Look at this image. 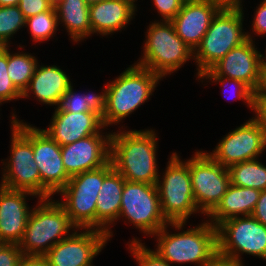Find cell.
I'll return each mask as SVG.
<instances>
[{
  "label": "cell",
  "mask_w": 266,
  "mask_h": 266,
  "mask_svg": "<svg viewBox=\"0 0 266 266\" xmlns=\"http://www.w3.org/2000/svg\"><path fill=\"white\" fill-rule=\"evenodd\" d=\"M199 79H209L210 81L212 80V82H217L221 83V86L223 88L226 87V85L229 84V82L231 84H234L235 87V91H236V98H239L240 100L242 99V101L244 100V102L246 104H248L247 106L249 108H251V110H253L254 107V91L244 82L240 81V80H236V79H230V78H226L223 76H200ZM230 85V84H229ZM237 89V90H236Z\"/></svg>",
  "instance_id": "obj_33"
},
{
  "label": "cell",
  "mask_w": 266,
  "mask_h": 266,
  "mask_svg": "<svg viewBox=\"0 0 266 266\" xmlns=\"http://www.w3.org/2000/svg\"><path fill=\"white\" fill-rule=\"evenodd\" d=\"M10 158L4 165L1 186L33 193L41 199V176L34 161L33 126L11 116ZM28 124V125H27Z\"/></svg>",
  "instance_id": "obj_6"
},
{
  "label": "cell",
  "mask_w": 266,
  "mask_h": 266,
  "mask_svg": "<svg viewBox=\"0 0 266 266\" xmlns=\"http://www.w3.org/2000/svg\"><path fill=\"white\" fill-rule=\"evenodd\" d=\"M217 244L218 257L242 266L244 253L266 260V226L252 216L227 219L217 226Z\"/></svg>",
  "instance_id": "obj_9"
},
{
  "label": "cell",
  "mask_w": 266,
  "mask_h": 266,
  "mask_svg": "<svg viewBox=\"0 0 266 266\" xmlns=\"http://www.w3.org/2000/svg\"><path fill=\"white\" fill-rule=\"evenodd\" d=\"M186 223H168L155 233L156 252L171 264L194 263L197 266L211 264L218 257L217 227L208 222L198 224L186 231L167 232V227L182 230Z\"/></svg>",
  "instance_id": "obj_2"
},
{
  "label": "cell",
  "mask_w": 266,
  "mask_h": 266,
  "mask_svg": "<svg viewBox=\"0 0 266 266\" xmlns=\"http://www.w3.org/2000/svg\"><path fill=\"white\" fill-rule=\"evenodd\" d=\"M18 6L26 19L52 7L49 0H19Z\"/></svg>",
  "instance_id": "obj_36"
},
{
  "label": "cell",
  "mask_w": 266,
  "mask_h": 266,
  "mask_svg": "<svg viewBox=\"0 0 266 266\" xmlns=\"http://www.w3.org/2000/svg\"><path fill=\"white\" fill-rule=\"evenodd\" d=\"M162 77L149 69L131 65L120 76L106 84L104 127L122 121L153 95Z\"/></svg>",
  "instance_id": "obj_3"
},
{
  "label": "cell",
  "mask_w": 266,
  "mask_h": 266,
  "mask_svg": "<svg viewBox=\"0 0 266 266\" xmlns=\"http://www.w3.org/2000/svg\"><path fill=\"white\" fill-rule=\"evenodd\" d=\"M31 192L8 189L0 185V243H16L22 240L32 209L26 198Z\"/></svg>",
  "instance_id": "obj_19"
},
{
  "label": "cell",
  "mask_w": 266,
  "mask_h": 266,
  "mask_svg": "<svg viewBox=\"0 0 266 266\" xmlns=\"http://www.w3.org/2000/svg\"><path fill=\"white\" fill-rule=\"evenodd\" d=\"M258 58H259V66H260L261 72L264 75L266 73V50H265V56L264 54H261L260 51H258Z\"/></svg>",
  "instance_id": "obj_43"
},
{
  "label": "cell",
  "mask_w": 266,
  "mask_h": 266,
  "mask_svg": "<svg viewBox=\"0 0 266 266\" xmlns=\"http://www.w3.org/2000/svg\"><path fill=\"white\" fill-rule=\"evenodd\" d=\"M100 94L83 93L79 94L73 90L71 85L67 92L62 96L61 101L56 109H64L67 112H94L101 118L106 112V85Z\"/></svg>",
  "instance_id": "obj_26"
},
{
  "label": "cell",
  "mask_w": 266,
  "mask_h": 266,
  "mask_svg": "<svg viewBox=\"0 0 266 266\" xmlns=\"http://www.w3.org/2000/svg\"><path fill=\"white\" fill-rule=\"evenodd\" d=\"M189 173L197 208L208 216L231 185L229 171L205 151H196L189 159Z\"/></svg>",
  "instance_id": "obj_12"
},
{
  "label": "cell",
  "mask_w": 266,
  "mask_h": 266,
  "mask_svg": "<svg viewBox=\"0 0 266 266\" xmlns=\"http://www.w3.org/2000/svg\"><path fill=\"white\" fill-rule=\"evenodd\" d=\"M185 0H153V3L161 15V21H171L181 10Z\"/></svg>",
  "instance_id": "obj_35"
},
{
  "label": "cell",
  "mask_w": 266,
  "mask_h": 266,
  "mask_svg": "<svg viewBox=\"0 0 266 266\" xmlns=\"http://www.w3.org/2000/svg\"><path fill=\"white\" fill-rule=\"evenodd\" d=\"M75 230L55 244L44 256L49 266H93V259L109 241L106 233L94 229Z\"/></svg>",
  "instance_id": "obj_14"
},
{
  "label": "cell",
  "mask_w": 266,
  "mask_h": 266,
  "mask_svg": "<svg viewBox=\"0 0 266 266\" xmlns=\"http://www.w3.org/2000/svg\"><path fill=\"white\" fill-rule=\"evenodd\" d=\"M243 11V7H222L211 20L209 29L194 51L198 79L230 50L253 38L243 29Z\"/></svg>",
  "instance_id": "obj_4"
},
{
  "label": "cell",
  "mask_w": 266,
  "mask_h": 266,
  "mask_svg": "<svg viewBox=\"0 0 266 266\" xmlns=\"http://www.w3.org/2000/svg\"><path fill=\"white\" fill-rule=\"evenodd\" d=\"M266 148L265 128L254 118L226 134L212 152L206 153L228 168L230 165L259 159Z\"/></svg>",
  "instance_id": "obj_13"
},
{
  "label": "cell",
  "mask_w": 266,
  "mask_h": 266,
  "mask_svg": "<svg viewBox=\"0 0 266 266\" xmlns=\"http://www.w3.org/2000/svg\"><path fill=\"white\" fill-rule=\"evenodd\" d=\"M206 266H242L240 264H237L233 261L225 260L220 257H217L211 264H208Z\"/></svg>",
  "instance_id": "obj_42"
},
{
  "label": "cell",
  "mask_w": 266,
  "mask_h": 266,
  "mask_svg": "<svg viewBox=\"0 0 266 266\" xmlns=\"http://www.w3.org/2000/svg\"><path fill=\"white\" fill-rule=\"evenodd\" d=\"M157 21L149 24L143 57L135 64L163 78L194 59V51L176 34L171 21Z\"/></svg>",
  "instance_id": "obj_7"
},
{
  "label": "cell",
  "mask_w": 266,
  "mask_h": 266,
  "mask_svg": "<svg viewBox=\"0 0 266 266\" xmlns=\"http://www.w3.org/2000/svg\"><path fill=\"white\" fill-rule=\"evenodd\" d=\"M137 5L131 0H102L89 5L92 34L110 35L130 24Z\"/></svg>",
  "instance_id": "obj_23"
},
{
  "label": "cell",
  "mask_w": 266,
  "mask_h": 266,
  "mask_svg": "<svg viewBox=\"0 0 266 266\" xmlns=\"http://www.w3.org/2000/svg\"><path fill=\"white\" fill-rule=\"evenodd\" d=\"M55 9L58 24L65 26L75 43L91 36L89 5L85 0H62Z\"/></svg>",
  "instance_id": "obj_25"
},
{
  "label": "cell",
  "mask_w": 266,
  "mask_h": 266,
  "mask_svg": "<svg viewBox=\"0 0 266 266\" xmlns=\"http://www.w3.org/2000/svg\"><path fill=\"white\" fill-rule=\"evenodd\" d=\"M162 180L157 181L162 215L168 223H187L191 214L200 213L192 191L189 160L172 153Z\"/></svg>",
  "instance_id": "obj_8"
},
{
  "label": "cell",
  "mask_w": 266,
  "mask_h": 266,
  "mask_svg": "<svg viewBox=\"0 0 266 266\" xmlns=\"http://www.w3.org/2000/svg\"><path fill=\"white\" fill-rule=\"evenodd\" d=\"M37 65L38 60L34 55L20 51L14 54L7 46L8 76L21 93L28 87Z\"/></svg>",
  "instance_id": "obj_28"
},
{
  "label": "cell",
  "mask_w": 266,
  "mask_h": 266,
  "mask_svg": "<svg viewBox=\"0 0 266 266\" xmlns=\"http://www.w3.org/2000/svg\"><path fill=\"white\" fill-rule=\"evenodd\" d=\"M227 169L231 184L260 191L266 190V166L258 159L236 163Z\"/></svg>",
  "instance_id": "obj_27"
},
{
  "label": "cell",
  "mask_w": 266,
  "mask_h": 266,
  "mask_svg": "<svg viewBox=\"0 0 266 266\" xmlns=\"http://www.w3.org/2000/svg\"><path fill=\"white\" fill-rule=\"evenodd\" d=\"M18 4H19V0H0V7L16 6Z\"/></svg>",
  "instance_id": "obj_44"
},
{
  "label": "cell",
  "mask_w": 266,
  "mask_h": 266,
  "mask_svg": "<svg viewBox=\"0 0 266 266\" xmlns=\"http://www.w3.org/2000/svg\"><path fill=\"white\" fill-rule=\"evenodd\" d=\"M129 244L130 253L136 259L138 266H171L161 258L154 250L146 248L141 240L134 238Z\"/></svg>",
  "instance_id": "obj_32"
},
{
  "label": "cell",
  "mask_w": 266,
  "mask_h": 266,
  "mask_svg": "<svg viewBox=\"0 0 266 266\" xmlns=\"http://www.w3.org/2000/svg\"><path fill=\"white\" fill-rule=\"evenodd\" d=\"M262 87L266 90V73L263 75V85Z\"/></svg>",
  "instance_id": "obj_47"
},
{
  "label": "cell",
  "mask_w": 266,
  "mask_h": 266,
  "mask_svg": "<svg viewBox=\"0 0 266 266\" xmlns=\"http://www.w3.org/2000/svg\"><path fill=\"white\" fill-rule=\"evenodd\" d=\"M121 217L152 237L168 224L162 215L157 185L125 180L119 219Z\"/></svg>",
  "instance_id": "obj_11"
},
{
  "label": "cell",
  "mask_w": 266,
  "mask_h": 266,
  "mask_svg": "<svg viewBox=\"0 0 266 266\" xmlns=\"http://www.w3.org/2000/svg\"><path fill=\"white\" fill-rule=\"evenodd\" d=\"M221 8L211 0H185L179 13L171 20L176 34L195 51Z\"/></svg>",
  "instance_id": "obj_18"
},
{
  "label": "cell",
  "mask_w": 266,
  "mask_h": 266,
  "mask_svg": "<svg viewBox=\"0 0 266 266\" xmlns=\"http://www.w3.org/2000/svg\"><path fill=\"white\" fill-rule=\"evenodd\" d=\"M28 218L19 248L24 255L44 256L77 228L57 200L40 199ZM71 232V233H70Z\"/></svg>",
  "instance_id": "obj_5"
},
{
  "label": "cell",
  "mask_w": 266,
  "mask_h": 266,
  "mask_svg": "<svg viewBox=\"0 0 266 266\" xmlns=\"http://www.w3.org/2000/svg\"><path fill=\"white\" fill-rule=\"evenodd\" d=\"M24 26L26 18L18 5L0 7V46H10L11 37Z\"/></svg>",
  "instance_id": "obj_30"
},
{
  "label": "cell",
  "mask_w": 266,
  "mask_h": 266,
  "mask_svg": "<svg viewBox=\"0 0 266 266\" xmlns=\"http://www.w3.org/2000/svg\"><path fill=\"white\" fill-rule=\"evenodd\" d=\"M218 3L221 7L227 8H241L242 0H211Z\"/></svg>",
  "instance_id": "obj_41"
},
{
  "label": "cell",
  "mask_w": 266,
  "mask_h": 266,
  "mask_svg": "<svg viewBox=\"0 0 266 266\" xmlns=\"http://www.w3.org/2000/svg\"><path fill=\"white\" fill-rule=\"evenodd\" d=\"M23 252L16 243H0V266H19Z\"/></svg>",
  "instance_id": "obj_34"
},
{
  "label": "cell",
  "mask_w": 266,
  "mask_h": 266,
  "mask_svg": "<svg viewBox=\"0 0 266 266\" xmlns=\"http://www.w3.org/2000/svg\"><path fill=\"white\" fill-rule=\"evenodd\" d=\"M33 153L41 176V199L53 198L70 180L63 165L61 146L45 131L33 126Z\"/></svg>",
  "instance_id": "obj_15"
},
{
  "label": "cell",
  "mask_w": 266,
  "mask_h": 266,
  "mask_svg": "<svg viewBox=\"0 0 266 266\" xmlns=\"http://www.w3.org/2000/svg\"><path fill=\"white\" fill-rule=\"evenodd\" d=\"M62 0H49L50 4L55 7L56 5H58Z\"/></svg>",
  "instance_id": "obj_45"
},
{
  "label": "cell",
  "mask_w": 266,
  "mask_h": 266,
  "mask_svg": "<svg viewBox=\"0 0 266 266\" xmlns=\"http://www.w3.org/2000/svg\"><path fill=\"white\" fill-rule=\"evenodd\" d=\"M255 119L265 128L266 131V90L261 87L254 92Z\"/></svg>",
  "instance_id": "obj_37"
},
{
  "label": "cell",
  "mask_w": 266,
  "mask_h": 266,
  "mask_svg": "<svg viewBox=\"0 0 266 266\" xmlns=\"http://www.w3.org/2000/svg\"><path fill=\"white\" fill-rule=\"evenodd\" d=\"M45 131L60 146H65L104 130L102 118L94 112H67L55 109ZM103 128V130H101Z\"/></svg>",
  "instance_id": "obj_20"
},
{
  "label": "cell",
  "mask_w": 266,
  "mask_h": 266,
  "mask_svg": "<svg viewBox=\"0 0 266 266\" xmlns=\"http://www.w3.org/2000/svg\"><path fill=\"white\" fill-rule=\"evenodd\" d=\"M251 216L266 226V190L261 191Z\"/></svg>",
  "instance_id": "obj_39"
},
{
  "label": "cell",
  "mask_w": 266,
  "mask_h": 266,
  "mask_svg": "<svg viewBox=\"0 0 266 266\" xmlns=\"http://www.w3.org/2000/svg\"><path fill=\"white\" fill-rule=\"evenodd\" d=\"M261 191L231 184L220 203L208 215L211 224L217 227L221 222L241 216H251Z\"/></svg>",
  "instance_id": "obj_24"
},
{
  "label": "cell",
  "mask_w": 266,
  "mask_h": 266,
  "mask_svg": "<svg viewBox=\"0 0 266 266\" xmlns=\"http://www.w3.org/2000/svg\"><path fill=\"white\" fill-rule=\"evenodd\" d=\"M103 180L104 166L70 177L58 192L64 199L57 202L77 229L96 230V201Z\"/></svg>",
  "instance_id": "obj_10"
},
{
  "label": "cell",
  "mask_w": 266,
  "mask_h": 266,
  "mask_svg": "<svg viewBox=\"0 0 266 266\" xmlns=\"http://www.w3.org/2000/svg\"><path fill=\"white\" fill-rule=\"evenodd\" d=\"M255 47L253 39H247L200 76H223L240 80L254 92L257 91L263 85V74Z\"/></svg>",
  "instance_id": "obj_16"
},
{
  "label": "cell",
  "mask_w": 266,
  "mask_h": 266,
  "mask_svg": "<svg viewBox=\"0 0 266 266\" xmlns=\"http://www.w3.org/2000/svg\"><path fill=\"white\" fill-rule=\"evenodd\" d=\"M85 1H86V3H87L88 5H92V4L98 3V2H100V1H102V0H85Z\"/></svg>",
  "instance_id": "obj_46"
},
{
  "label": "cell",
  "mask_w": 266,
  "mask_h": 266,
  "mask_svg": "<svg viewBox=\"0 0 266 266\" xmlns=\"http://www.w3.org/2000/svg\"><path fill=\"white\" fill-rule=\"evenodd\" d=\"M22 99V93L11 82L7 72V46H0V103Z\"/></svg>",
  "instance_id": "obj_31"
},
{
  "label": "cell",
  "mask_w": 266,
  "mask_h": 266,
  "mask_svg": "<svg viewBox=\"0 0 266 266\" xmlns=\"http://www.w3.org/2000/svg\"><path fill=\"white\" fill-rule=\"evenodd\" d=\"M29 26L31 38L34 42H45L56 33L58 18L55 7L38 13L26 19V27Z\"/></svg>",
  "instance_id": "obj_29"
},
{
  "label": "cell",
  "mask_w": 266,
  "mask_h": 266,
  "mask_svg": "<svg viewBox=\"0 0 266 266\" xmlns=\"http://www.w3.org/2000/svg\"><path fill=\"white\" fill-rule=\"evenodd\" d=\"M103 134L101 131L61 146L63 165L70 177L100 168L110 161L111 133Z\"/></svg>",
  "instance_id": "obj_17"
},
{
  "label": "cell",
  "mask_w": 266,
  "mask_h": 266,
  "mask_svg": "<svg viewBox=\"0 0 266 266\" xmlns=\"http://www.w3.org/2000/svg\"><path fill=\"white\" fill-rule=\"evenodd\" d=\"M71 85L73 84L69 76L59 66H40L38 63L28 87L22 93V98H29L32 93L42 104L58 107L62 96Z\"/></svg>",
  "instance_id": "obj_22"
},
{
  "label": "cell",
  "mask_w": 266,
  "mask_h": 266,
  "mask_svg": "<svg viewBox=\"0 0 266 266\" xmlns=\"http://www.w3.org/2000/svg\"><path fill=\"white\" fill-rule=\"evenodd\" d=\"M19 266H49V263L45 256L24 255Z\"/></svg>",
  "instance_id": "obj_40"
},
{
  "label": "cell",
  "mask_w": 266,
  "mask_h": 266,
  "mask_svg": "<svg viewBox=\"0 0 266 266\" xmlns=\"http://www.w3.org/2000/svg\"><path fill=\"white\" fill-rule=\"evenodd\" d=\"M255 17L253 18V24H252V30L254 34L256 33L259 35H265L266 34V0H263L261 2L256 11H255Z\"/></svg>",
  "instance_id": "obj_38"
},
{
  "label": "cell",
  "mask_w": 266,
  "mask_h": 266,
  "mask_svg": "<svg viewBox=\"0 0 266 266\" xmlns=\"http://www.w3.org/2000/svg\"><path fill=\"white\" fill-rule=\"evenodd\" d=\"M158 139L154 130H120L111 133L110 161L131 182L157 184Z\"/></svg>",
  "instance_id": "obj_1"
},
{
  "label": "cell",
  "mask_w": 266,
  "mask_h": 266,
  "mask_svg": "<svg viewBox=\"0 0 266 266\" xmlns=\"http://www.w3.org/2000/svg\"><path fill=\"white\" fill-rule=\"evenodd\" d=\"M125 179L116 171L111 161L104 165V180L96 201V230L113 236L110 226L119 220Z\"/></svg>",
  "instance_id": "obj_21"
}]
</instances>
